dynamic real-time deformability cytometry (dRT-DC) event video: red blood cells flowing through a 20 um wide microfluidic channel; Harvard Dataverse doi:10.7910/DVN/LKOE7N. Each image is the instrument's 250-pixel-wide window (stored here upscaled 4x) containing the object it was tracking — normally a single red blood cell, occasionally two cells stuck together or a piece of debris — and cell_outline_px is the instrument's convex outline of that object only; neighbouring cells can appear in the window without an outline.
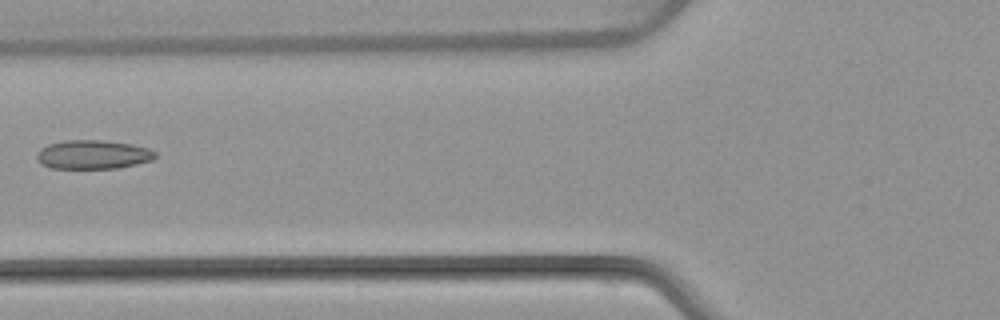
{"species": "common noctule bat (a hibernating species)", "species_latin": "Nyctalus noctula", "temperature_condition": "warm", "stored_images_in_passage": 7, "camera_frame_rate_fps": 3000, "um_per_image_px": 0.085, "animal": {"sex": "female", "body_mass_g": 22.7, "forearm_length_mm": 54.2}, "frame": {"image": 1, "passage_image": 6, "time_ms": 6.0, "image_size_px": [1000, 320], "cell_outline_px": [[156, 156], [152, 160], [120, 168], [52, 168], [40, 164], [36, 160], [36, 152], [40, 148], [48, 144], [68, 140], [104, 140], [132, 144], [148, 148], [156, 152]], "centroid_in_image_um": [7.88, 13.14], "position_along_channel_um": 117.9, "area_um2": 20.11}}
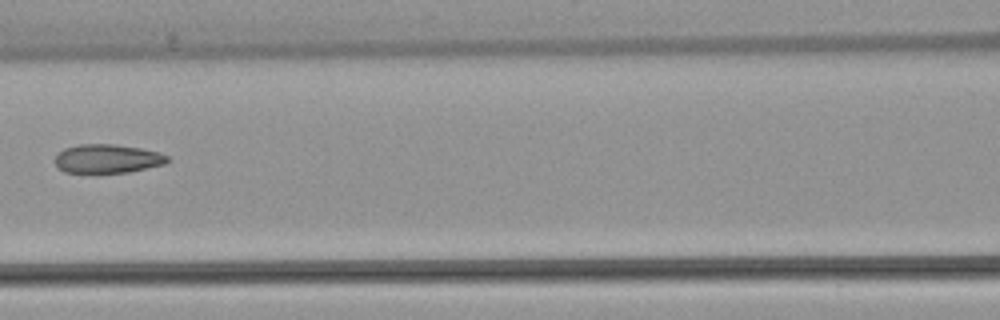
{"frame": {"image": 2, "passage_image": 7, "time_ms": 7.0, "image_size_px": [1000, 320], "cell_outline_px": [[172, 160], [164, 164], [128, 172], [64, 172], [56, 164], [56, 156], [64, 148], [80, 144], [112, 144], [140, 148], [160, 152], [168, 156]], "centroid_in_image_um": [9.17, 13.48], "position_along_channel_um": 157.4, "area_um2": 18.67}}